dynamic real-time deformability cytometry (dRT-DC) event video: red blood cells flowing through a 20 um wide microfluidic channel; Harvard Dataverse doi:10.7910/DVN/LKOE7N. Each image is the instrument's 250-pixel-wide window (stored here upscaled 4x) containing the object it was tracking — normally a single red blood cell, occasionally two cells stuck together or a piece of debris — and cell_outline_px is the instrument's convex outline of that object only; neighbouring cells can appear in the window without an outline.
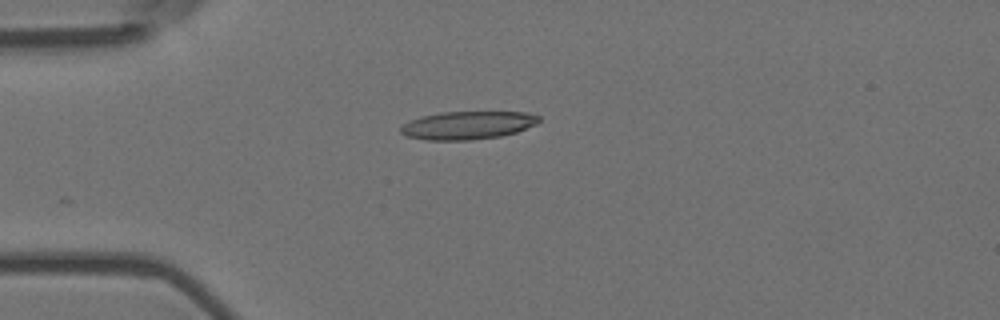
{"species": "Egyptian fruit bat (a non-hibernating species)", "species_latin": "Rousettus aegyptiacus", "temperature_condition": "room temperature", "stored_images_in_passage": 6, "camera_frame_rate_fps": 3000, "um_per_image_px": 0.085, "animal": {"sex": "female"}, "frame": {"image": 1, "passage_image": 5, "time_ms": 1.333, "image_size_px": [1000, 320], "cell_outline_px": [[540, 120], [536, 124], [516, 132], [500, 136], [472, 140], [424, 140], [408, 136], [400, 132], [400, 124], [420, 116], [440, 112], [528, 112], [540, 116]], "centroid_in_image_um": [39.72, 10.64], "position_along_channel_um": 45.3, "area_um2": 22.77}}